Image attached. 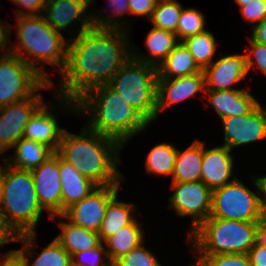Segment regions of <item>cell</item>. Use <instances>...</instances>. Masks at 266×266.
Listing matches in <instances>:
<instances>
[{
	"label": "cell",
	"mask_w": 266,
	"mask_h": 266,
	"mask_svg": "<svg viewBox=\"0 0 266 266\" xmlns=\"http://www.w3.org/2000/svg\"><path fill=\"white\" fill-rule=\"evenodd\" d=\"M127 32L92 27L76 35L73 41L68 40L67 61L60 72L62 85L55 90L60 97L58 101L65 105L63 108L76 112V100L80 96L94 87L108 85L132 57Z\"/></svg>",
	"instance_id": "1"
},
{
	"label": "cell",
	"mask_w": 266,
	"mask_h": 266,
	"mask_svg": "<svg viewBox=\"0 0 266 266\" xmlns=\"http://www.w3.org/2000/svg\"><path fill=\"white\" fill-rule=\"evenodd\" d=\"M80 132L75 135L65 129L55 153L97 186L120 185L125 180L117 167L123 147L86 126Z\"/></svg>",
	"instance_id": "2"
},
{
	"label": "cell",
	"mask_w": 266,
	"mask_h": 266,
	"mask_svg": "<svg viewBox=\"0 0 266 266\" xmlns=\"http://www.w3.org/2000/svg\"><path fill=\"white\" fill-rule=\"evenodd\" d=\"M76 112L90 115L87 128L116 140L122 147L150 122L109 85L88 90L76 100Z\"/></svg>",
	"instance_id": "3"
},
{
	"label": "cell",
	"mask_w": 266,
	"mask_h": 266,
	"mask_svg": "<svg viewBox=\"0 0 266 266\" xmlns=\"http://www.w3.org/2000/svg\"><path fill=\"white\" fill-rule=\"evenodd\" d=\"M16 20L17 23L13 27H16L18 44L9 46L11 54L36 69L47 81L53 82L49 78V73L38 66L52 65L60 73L67 61L68 39L52 29L42 14L18 16ZM22 51L25 52L22 54Z\"/></svg>",
	"instance_id": "4"
},
{
	"label": "cell",
	"mask_w": 266,
	"mask_h": 266,
	"mask_svg": "<svg viewBox=\"0 0 266 266\" xmlns=\"http://www.w3.org/2000/svg\"><path fill=\"white\" fill-rule=\"evenodd\" d=\"M43 209L38 202L32 173L5 162V176L0 198V214L15 237L36 233Z\"/></svg>",
	"instance_id": "5"
},
{
	"label": "cell",
	"mask_w": 266,
	"mask_h": 266,
	"mask_svg": "<svg viewBox=\"0 0 266 266\" xmlns=\"http://www.w3.org/2000/svg\"><path fill=\"white\" fill-rule=\"evenodd\" d=\"M255 222L209 217L189 234L197 255L247 254L254 246Z\"/></svg>",
	"instance_id": "6"
},
{
	"label": "cell",
	"mask_w": 266,
	"mask_h": 266,
	"mask_svg": "<svg viewBox=\"0 0 266 266\" xmlns=\"http://www.w3.org/2000/svg\"><path fill=\"white\" fill-rule=\"evenodd\" d=\"M157 67L130 57L108 84L150 123L157 119Z\"/></svg>",
	"instance_id": "7"
},
{
	"label": "cell",
	"mask_w": 266,
	"mask_h": 266,
	"mask_svg": "<svg viewBox=\"0 0 266 266\" xmlns=\"http://www.w3.org/2000/svg\"><path fill=\"white\" fill-rule=\"evenodd\" d=\"M52 84L18 56H0V108L25 100L39 90L53 88Z\"/></svg>",
	"instance_id": "8"
},
{
	"label": "cell",
	"mask_w": 266,
	"mask_h": 266,
	"mask_svg": "<svg viewBox=\"0 0 266 266\" xmlns=\"http://www.w3.org/2000/svg\"><path fill=\"white\" fill-rule=\"evenodd\" d=\"M256 194L236 178L212 191L209 217L255 222L264 214Z\"/></svg>",
	"instance_id": "9"
},
{
	"label": "cell",
	"mask_w": 266,
	"mask_h": 266,
	"mask_svg": "<svg viewBox=\"0 0 266 266\" xmlns=\"http://www.w3.org/2000/svg\"><path fill=\"white\" fill-rule=\"evenodd\" d=\"M170 187L174 192L169 197L168 208L181 217L192 216L190 234L209 218L212 191L202 181L171 182Z\"/></svg>",
	"instance_id": "10"
},
{
	"label": "cell",
	"mask_w": 266,
	"mask_h": 266,
	"mask_svg": "<svg viewBox=\"0 0 266 266\" xmlns=\"http://www.w3.org/2000/svg\"><path fill=\"white\" fill-rule=\"evenodd\" d=\"M120 185L98 186L88 196L68 207L62 215L71 223L99 232L108 203L118 195Z\"/></svg>",
	"instance_id": "11"
},
{
	"label": "cell",
	"mask_w": 266,
	"mask_h": 266,
	"mask_svg": "<svg viewBox=\"0 0 266 266\" xmlns=\"http://www.w3.org/2000/svg\"><path fill=\"white\" fill-rule=\"evenodd\" d=\"M224 125V143L232 151L266 138V108L259 103L249 114L222 118Z\"/></svg>",
	"instance_id": "12"
},
{
	"label": "cell",
	"mask_w": 266,
	"mask_h": 266,
	"mask_svg": "<svg viewBox=\"0 0 266 266\" xmlns=\"http://www.w3.org/2000/svg\"><path fill=\"white\" fill-rule=\"evenodd\" d=\"M36 196L43 210L50 214V220L62 215L61 177L58 155L54 153L37 168L31 170Z\"/></svg>",
	"instance_id": "13"
},
{
	"label": "cell",
	"mask_w": 266,
	"mask_h": 266,
	"mask_svg": "<svg viewBox=\"0 0 266 266\" xmlns=\"http://www.w3.org/2000/svg\"><path fill=\"white\" fill-rule=\"evenodd\" d=\"M37 92L31 97L0 108V143L7 149L18 142L34 112L43 104Z\"/></svg>",
	"instance_id": "14"
},
{
	"label": "cell",
	"mask_w": 266,
	"mask_h": 266,
	"mask_svg": "<svg viewBox=\"0 0 266 266\" xmlns=\"http://www.w3.org/2000/svg\"><path fill=\"white\" fill-rule=\"evenodd\" d=\"M95 0H48L43 10V17L47 24L61 33L62 30L76 20L81 22L77 35L93 27L91 15L87 9L93 5Z\"/></svg>",
	"instance_id": "15"
},
{
	"label": "cell",
	"mask_w": 266,
	"mask_h": 266,
	"mask_svg": "<svg viewBox=\"0 0 266 266\" xmlns=\"http://www.w3.org/2000/svg\"><path fill=\"white\" fill-rule=\"evenodd\" d=\"M205 90H231V86L243 80L248 72L246 56L232 54L221 57L203 70Z\"/></svg>",
	"instance_id": "16"
},
{
	"label": "cell",
	"mask_w": 266,
	"mask_h": 266,
	"mask_svg": "<svg viewBox=\"0 0 266 266\" xmlns=\"http://www.w3.org/2000/svg\"><path fill=\"white\" fill-rule=\"evenodd\" d=\"M205 89L203 70L183 77L157 78V118L160 111L171 104L193 97L199 91L205 92Z\"/></svg>",
	"instance_id": "17"
},
{
	"label": "cell",
	"mask_w": 266,
	"mask_h": 266,
	"mask_svg": "<svg viewBox=\"0 0 266 266\" xmlns=\"http://www.w3.org/2000/svg\"><path fill=\"white\" fill-rule=\"evenodd\" d=\"M226 146H216L205 150L203 142V158L201 181L211 190L223 187L237 177L229 180L233 174L234 157Z\"/></svg>",
	"instance_id": "18"
},
{
	"label": "cell",
	"mask_w": 266,
	"mask_h": 266,
	"mask_svg": "<svg viewBox=\"0 0 266 266\" xmlns=\"http://www.w3.org/2000/svg\"><path fill=\"white\" fill-rule=\"evenodd\" d=\"M52 108L43 103L31 116L22 137L43 143L56 152L65 129L58 125L55 114L51 112Z\"/></svg>",
	"instance_id": "19"
},
{
	"label": "cell",
	"mask_w": 266,
	"mask_h": 266,
	"mask_svg": "<svg viewBox=\"0 0 266 266\" xmlns=\"http://www.w3.org/2000/svg\"><path fill=\"white\" fill-rule=\"evenodd\" d=\"M205 91L208 103L217 112L220 119L249 114L259 104L258 100L245 88Z\"/></svg>",
	"instance_id": "20"
},
{
	"label": "cell",
	"mask_w": 266,
	"mask_h": 266,
	"mask_svg": "<svg viewBox=\"0 0 266 266\" xmlns=\"http://www.w3.org/2000/svg\"><path fill=\"white\" fill-rule=\"evenodd\" d=\"M35 234L27 233L15 238V242H22L23 249L14 250L13 252L22 260L25 266H71V255L62 247V245L54 238L43 251L38 254L33 263L29 258L33 256Z\"/></svg>",
	"instance_id": "21"
},
{
	"label": "cell",
	"mask_w": 266,
	"mask_h": 266,
	"mask_svg": "<svg viewBox=\"0 0 266 266\" xmlns=\"http://www.w3.org/2000/svg\"><path fill=\"white\" fill-rule=\"evenodd\" d=\"M58 168L61 177L62 214L64 211L88 196L98 186L83 176L73 165L58 156Z\"/></svg>",
	"instance_id": "22"
},
{
	"label": "cell",
	"mask_w": 266,
	"mask_h": 266,
	"mask_svg": "<svg viewBox=\"0 0 266 266\" xmlns=\"http://www.w3.org/2000/svg\"><path fill=\"white\" fill-rule=\"evenodd\" d=\"M178 43L174 32L152 27L145 39V45L150 55L137 54L138 48L133 45L132 49L134 48L135 51L133 53L131 50L132 57L140 62L158 67Z\"/></svg>",
	"instance_id": "23"
},
{
	"label": "cell",
	"mask_w": 266,
	"mask_h": 266,
	"mask_svg": "<svg viewBox=\"0 0 266 266\" xmlns=\"http://www.w3.org/2000/svg\"><path fill=\"white\" fill-rule=\"evenodd\" d=\"M12 148H15V154L5 158L4 161L14 168L29 171L37 168L55 153L47 145L24 137L16 142Z\"/></svg>",
	"instance_id": "24"
},
{
	"label": "cell",
	"mask_w": 266,
	"mask_h": 266,
	"mask_svg": "<svg viewBox=\"0 0 266 266\" xmlns=\"http://www.w3.org/2000/svg\"><path fill=\"white\" fill-rule=\"evenodd\" d=\"M203 142L195 140L183 152L177 149L171 182L201 181Z\"/></svg>",
	"instance_id": "25"
},
{
	"label": "cell",
	"mask_w": 266,
	"mask_h": 266,
	"mask_svg": "<svg viewBox=\"0 0 266 266\" xmlns=\"http://www.w3.org/2000/svg\"><path fill=\"white\" fill-rule=\"evenodd\" d=\"M136 220L135 218L130 224L120 228L114 235L103 241L107 245V257L112 264L144 242V232L140 222Z\"/></svg>",
	"instance_id": "26"
},
{
	"label": "cell",
	"mask_w": 266,
	"mask_h": 266,
	"mask_svg": "<svg viewBox=\"0 0 266 266\" xmlns=\"http://www.w3.org/2000/svg\"><path fill=\"white\" fill-rule=\"evenodd\" d=\"M201 71L188 48L183 42H179L157 67V77L176 78Z\"/></svg>",
	"instance_id": "27"
},
{
	"label": "cell",
	"mask_w": 266,
	"mask_h": 266,
	"mask_svg": "<svg viewBox=\"0 0 266 266\" xmlns=\"http://www.w3.org/2000/svg\"><path fill=\"white\" fill-rule=\"evenodd\" d=\"M61 233L55 239L72 256L81 251L97 247L101 240L97 232L87 230L69 222H59Z\"/></svg>",
	"instance_id": "28"
},
{
	"label": "cell",
	"mask_w": 266,
	"mask_h": 266,
	"mask_svg": "<svg viewBox=\"0 0 266 266\" xmlns=\"http://www.w3.org/2000/svg\"><path fill=\"white\" fill-rule=\"evenodd\" d=\"M116 195L107 205L105 217L98 232L101 242L114 235L120 228L130 224L135 217L132 212L136 210L133 203L118 201Z\"/></svg>",
	"instance_id": "29"
},
{
	"label": "cell",
	"mask_w": 266,
	"mask_h": 266,
	"mask_svg": "<svg viewBox=\"0 0 266 266\" xmlns=\"http://www.w3.org/2000/svg\"><path fill=\"white\" fill-rule=\"evenodd\" d=\"M188 48L196 64L201 70L213 63L216 52V40L212 32L205 30L182 41Z\"/></svg>",
	"instance_id": "30"
},
{
	"label": "cell",
	"mask_w": 266,
	"mask_h": 266,
	"mask_svg": "<svg viewBox=\"0 0 266 266\" xmlns=\"http://www.w3.org/2000/svg\"><path fill=\"white\" fill-rule=\"evenodd\" d=\"M177 159V148L167 143L152 147L146 157V172L155 175H172Z\"/></svg>",
	"instance_id": "31"
},
{
	"label": "cell",
	"mask_w": 266,
	"mask_h": 266,
	"mask_svg": "<svg viewBox=\"0 0 266 266\" xmlns=\"http://www.w3.org/2000/svg\"><path fill=\"white\" fill-rule=\"evenodd\" d=\"M182 5L176 0H158L149 21L153 27L177 33Z\"/></svg>",
	"instance_id": "32"
},
{
	"label": "cell",
	"mask_w": 266,
	"mask_h": 266,
	"mask_svg": "<svg viewBox=\"0 0 266 266\" xmlns=\"http://www.w3.org/2000/svg\"><path fill=\"white\" fill-rule=\"evenodd\" d=\"M108 1H109V6H111L110 11H112L113 9V11L110 13V15L112 14L111 17H109V15H107L106 17H103L102 15L99 16L98 15L99 13H97L96 16V14L91 13V24L93 25V27L128 30L129 29L128 22H124L123 18L122 21H120L121 20L120 18L123 17L122 15L129 13V7H130L129 0H108ZM118 17L120 18L118 19Z\"/></svg>",
	"instance_id": "33"
},
{
	"label": "cell",
	"mask_w": 266,
	"mask_h": 266,
	"mask_svg": "<svg viewBox=\"0 0 266 266\" xmlns=\"http://www.w3.org/2000/svg\"><path fill=\"white\" fill-rule=\"evenodd\" d=\"M205 17L198 9L182 8L177 25V39L179 42L205 31Z\"/></svg>",
	"instance_id": "34"
},
{
	"label": "cell",
	"mask_w": 266,
	"mask_h": 266,
	"mask_svg": "<svg viewBox=\"0 0 266 266\" xmlns=\"http://www.w3.org/2000/svg\"><path fill=\"white\" fill-rule=\"evenodd\" d=\"M143 244L121 256L112 266H162L154 254L146 249Z\"/></svg>",
	"instance_id": "35"
},
{
	"label": "cell",
	"mask_w": 266,
	"mask_h": 266,
	"mask_svg": "<svg viewBox=\"0 0 266 266\" xmlns=\"http://www.w3.org/2000/svg\"><path fill=\"white\" fill-rule=\"evenodd\" d=\"M71 259L72 266H112L109 260L106 261L107 252L102 242L95 248L73 254Z\"/></svg>",
	"instance_id": "36"
},
{
	"label": "cell",
	"mask_w": 266,
	"mask_h": 266,
	"mask_svg": "<svg viewBox=\"0 0 266 266\" xmlns=\"http://www.w3.org/2000/svg\"><path fill=\"white\" fill-rule=\"evenodd\" d=\"M196 260L201 266H250L247 254L198 255Z\"/></svg>",
	"instance_id": "37"
},
{
	"label": "cell",
	"mask_w": 266,
	"mask_h": 266,
	"mask_svg": "<svg viewBox=\"0 0 266 266\" xmlns=\"http://www.w3.org/2000/svg\"><path fill=\"white\" fill-rule=\"evenodd\" d=\"M250 45L248 47L246 56V67L247 72H249L252 67L260 70L266 75V45L255 41L251 36L249 38ZM255 57V61L253 58Z\"/></svg>",
	"instance_id": "38"
},
{
	"label": "cell",
	"mask_w": 266,
	"mask_h": 266,
	"mask_svg": "<svg viewBox=\"0 0 266 266\" xmlns=\"http://www.w3.org/2000/svg\"><path fill=\"white\" fill-rule=\"evenodd\" d=\"M242 18L252 24L254 28L266 18V0H252L240 7Z\"/></svg>",
	"instance_id": "39"
},
{
	"label": "cell",
	"mask_w": 266,
	"mask_h": 266,
	"mask_svg": "<svg viewBox=\"0 0 266 266\" xmlns=\"http://www.w3.org/2000/svg\"><path fill=\"white\" fill-rule=\"evenodd\" d=\"M47 3L48 0H17L14 4L19 6L20 8H24L23 10L25 11L17 10V12H15L16 17L23 15H40L43 13V10Z\"/></svg>",
	"instance_id": "40"
},
{
	"label": "cell",
	"mask_w": 266,
	"mask_h": 266,
	"mask_svg": "<svg viewBox=\"0 0 266 266\" xmlns=\"http://www.w3.org/2000/svg\"><path fill=\"white\" fill-rule=\"evenodd\" d=\"M158 0H129V14L145 16L149 20Z\"/></svg>",
	"instance_id": "41"
},
{
	"label": "cell",
	"mask_w": 266,
	"mask_h": 266,
	"mask_svg": "<svg viewBox=\"0 0 266 266\" xmlns=\"http://www.w3.org/2000/svg\"><path fill=\"white\" fill-rule=\"evenodd\" d=\"M247 255L250 266H266V247L254 245Z\"/></svg>",
	"instance_id": "42"
},
{
	"label": "cell",
	"mask_w": 266,
	"mask_h": 266,
	"mask_svg": "<svg viewBox=\"0 0 266 266\" xmlns=\"http://www.w3.org/2000/svg\"><path fill=\"white\" fill-rule=\"evenodd\" d=\"M254 245L266 247V213L255 221Z\"/></svg>",
	"instance_id": "43"
},
{
	"label": "cell",
	"mask_w": 266,
	"mask_h": 266,
	"mask_svg": "<svg viewBox=\"0 0 266 266\" xmlns=\"http://www.w3.org/2000/svg\"><path fill=\"white\" fill-rule=\"evenodd\" d=\"M12 33L11 31V26L8 23L3 22L2 20H0V51L2 52L1 57L2 56H6L8 54L11 53V50L8 49L7 44H10L9 40V36H11L10 34ZM7 47V48H6Z\"/></svg>",
	"instance_id": "44"
},
{
	"label": "cell",
	"mask_w": 266,
	"mask_h": 266,
	"mask_svg": "<svg viewBox=\"0 0 266 266\" xmlns=\"http://www.w3.org/2000/svg\"><path fill=\"white\" fill-rule=\"evenodd\" d=\"M253 184L255 185V188L258 189L257 193L262 194L261 198L258 196L259 204L264 213H266V175L261 177H252Z\"/></svg>",
	"instance_id": "45"
},
{
	"label": "cell",
	"mask_w": 266,
	"mask_h": 266,
	"mask_svg": "<svg viewBox=\"0 0 266 266\" xmlns=\"http://www.w3.org/2000/svg\"><path fill=\"white\" fill-rule=\"evenodd\" d=\"M251 37L264 45H266V18L252 29Z\"/></svg>",
	"instance_id": "46"
},
{
	"label": "cell",
	"mask_w": 266,
	"mask_h": 266,
	"mask_svg": "<svg viewBox=\"0 0 266 266\" xmlns=\"http://www.w3.org/2000/svg\"><path fill=\"white\" fill-rule=\"evenodd\" d=\"M14 234L6 227L2 215L0 214V246H5L6 243L15 241Z\"/></svg>",
	"instance_id": "47"
},
{
	"label": "cell",
	"mask_w": 266,
	"mask_h": 266,
	"mask_svg": "<svg viewBox=\"0 0 266 266\" xmlns=\"http://www.w3.org/2000/svg\"><path fill=\"white\" fill-rule=\"evenodd\" d=\"M13 251L10 250L3 255V258L0 260V266H25Z\"/></svg>",
	"instance_id": "48"
},
{
	"label": "cell",
	"mask_w": 266,
	"mask_h": 266,
	"mask_svg": "<svg viewBox=\"0 0 266 266\" xmlns=\"http://www.w3.org/2000/svg\"><path fill=\"white\" fill-rule=\"evenodd\" d=\"M4 176H5V162L3 166L0 165V198L3 188Z\"/></svg>",
	"instance_id": "49"
},
{
	"label": "cell",
	"mask_w": 266,
	"mask_h": 266,
	"mask_svg": "<svg viewBox=\"0 0 266 266\" xmlns=\"http://www.w3.org/2000/svg\"><path fill=\"white\" fill-rule=\"evenodd\" d=\"M252 0H235V2L239 5V7L247 5L248 2H251Z\"/></svg>",
	"instance_id": "50"
},
{
	"label": "cell",
	"mask_w": 266,
	"mask_h": 266,
	"mask_svg": "<svg viewBox=\"0 0 266 266\" xmlns=\"http://www.w3.org/2000/svg\"><path fill=\"white\" fill-rule=\"evenodd\" d=\"M7 152V149L0 143V155H2V153Z\"/></svg>",
	"instance_id": "51"
},
{
	"label": "cell",
	"mask_w": 266,
	"mask_h": 266,
	"mask_svg": "<svg viewBox=\"0 0 266 266\" xmlns=\"http://www.w3.org/2000/svg\"><path fill=\"white\" fill-rule=\"evenodd\" d=\"M197 263V264H196ZM195 264H191V266H201L198 262H196Z\"/></svg>",
	"instance_id": "52"
}]
</instances>
